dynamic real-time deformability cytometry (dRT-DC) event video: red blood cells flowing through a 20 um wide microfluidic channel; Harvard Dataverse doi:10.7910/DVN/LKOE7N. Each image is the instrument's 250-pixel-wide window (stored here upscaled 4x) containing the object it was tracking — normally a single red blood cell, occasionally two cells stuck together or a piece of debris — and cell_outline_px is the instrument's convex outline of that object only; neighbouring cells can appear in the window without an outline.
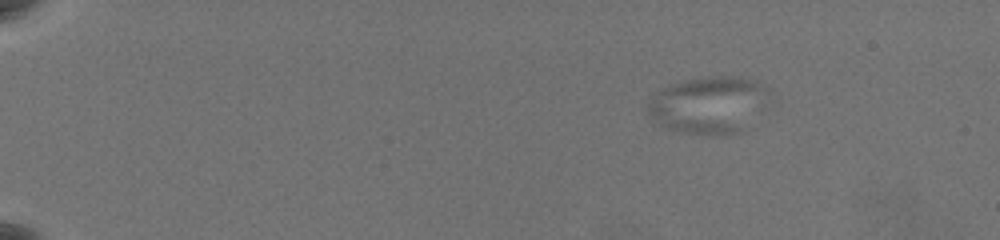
{"species": "common noctule bat (a hibernating species)", "species_latin": "Nyctalus noctula", "temperature_condition": "warm", "stored_images_in_passage": 16, "segment_of_instrument_passage": [1, 2], "camera_frame_rate_fps": 3000, "um_per_image_px": 0.085, "animal": {"sex": "female", "body_mass_g": 19.5, "forearm_length_mm": 54.1}, "frame": {"image": 1, "passage_image": 5, "time_ms": 1.333, "image_size_px": [1000, 240], "cell_outline_px": [[756, 80], [736, 132], [716, 136], [676, 132], [660, 124], [648, 112], [648, 104], [652, 100], [668, 88], [684, 80], [708, 76], [740, 76]], "centroid_in_image_um": [59.79, 8.93], "position_along_channel_um": 25.2, "area_um2": 34.8}}